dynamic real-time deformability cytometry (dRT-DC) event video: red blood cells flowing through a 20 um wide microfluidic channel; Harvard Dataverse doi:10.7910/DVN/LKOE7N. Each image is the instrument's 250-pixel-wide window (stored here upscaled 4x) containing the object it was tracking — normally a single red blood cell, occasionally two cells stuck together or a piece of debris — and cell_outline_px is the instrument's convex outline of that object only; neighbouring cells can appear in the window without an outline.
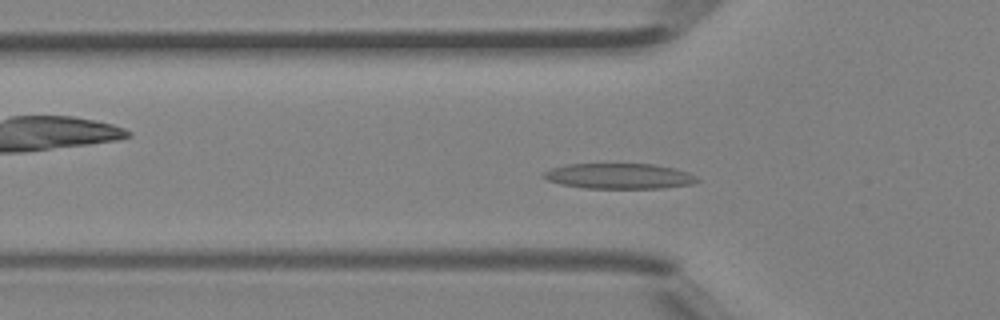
{"species": "Egyptian fruit bat (a non-hibernating species)", "species_latin": "Rousettus aegyptiacus", "temperature_condition": "room temperature", "stored_images_in_passage": 43, "camera_frame_rate_fps": 3000, "um_per_image_px": 0.085, "animal": {"sex": "female"}, "frame": {"image": 1, "passage_image": 12, "time_ms": 3.667, "image_size_px": [1000, 320], "cell_outline_px": [[700, 180], [692, 184], [660, 188], [584, 188], [560, 184], [548, 180], [540, 176], [544, 172], [552, 168], [568, 164], [652, 164], [672, 168], [688, 172], [696, 176]], "centroid_in_image_um": [52.61, 14.97], "position_along_channel_um": 73.2, "area_um2": 22.66}}
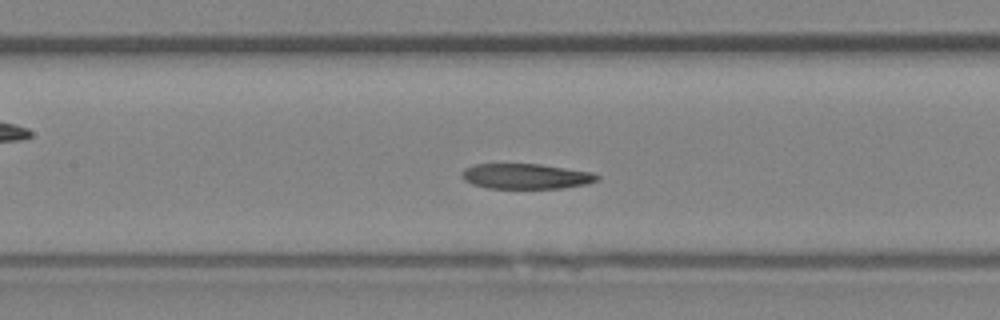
{"frame": {"image": 2, "passage_image": 18, "time_ms": 5.667, "image_size_px": [1000, 320], "cell_outline_px": [[600, 180], [588, 184], [560, 188], [488, 188], [472, 184], [464, 180], [460, 176], [460, 172], [464, 168], [476, 164], [540, 164], [592, 172], [600, 176]], "centroid_in_image_um": [44.7, 14.98], "position_along_channel_um": 162.7, "area_um2": 20.06}}
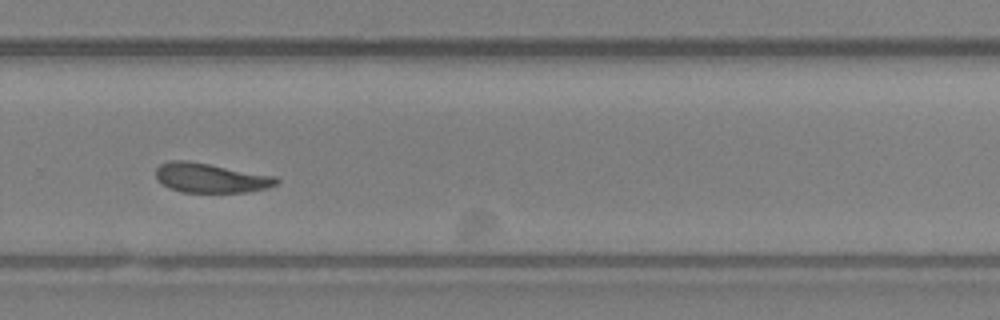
{"frame": {"image": 3, "passage_image": 28, "time_ms": 9.0, "image_size_px": [1000, 320], "cell_outline_px": [[280, 180], [276, 184], [264, 188], [248, 192], [180, 192], [168, 188], [156, 176], [156, 168], [160, 164], [172, 160], [188, 160], [276, 176]], "centroid_in_image_um": [17.9, 15.12], "position_along_channel_um": 311.9, "area_um2": 20.63}, "authors_computed_cell_mechanics": {"area_um2": 20.9236, "velocity_mm_per_s": 4.4832, "shape_relaxation_time_tau1_ms": null, "shape_relaxation_time_tau2_ms": 8.1865, "deformation_change_tau1": null, "deformation_change_tau2": 0.1983}}